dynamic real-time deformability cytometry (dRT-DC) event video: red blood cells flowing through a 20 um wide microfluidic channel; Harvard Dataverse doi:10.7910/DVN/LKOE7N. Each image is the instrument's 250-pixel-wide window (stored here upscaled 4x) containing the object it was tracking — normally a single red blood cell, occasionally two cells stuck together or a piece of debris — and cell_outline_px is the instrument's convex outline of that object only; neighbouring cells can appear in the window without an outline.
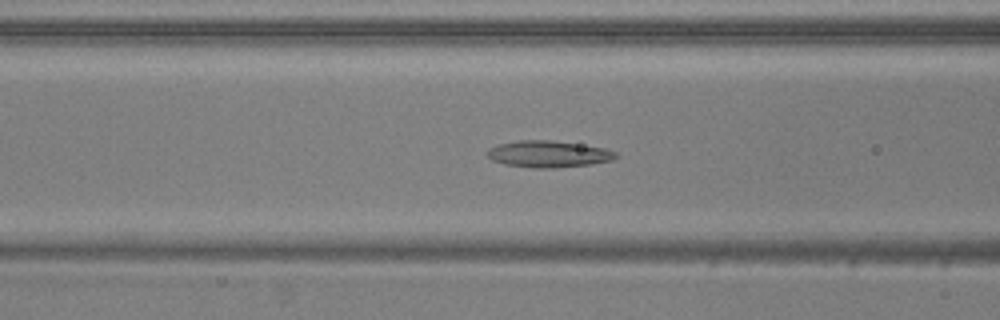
{"species": "common noctule bat (a hibernating species)", "species_latin": "Nyctalus noctula", "temperature_condition": "warm", "stored_images_in_passage": 51, "camera_frame_rate_fps": 3000, "um_per_image_px": 0.085, "animal": {"sex": "male", "body_mass_g": 20.5, "forearm_length_mm": 52.5}, "frame": {"image": 1, "passage_image": 19, "time_ms": 6.0, "image_size_px": [1000, 320], "cell_outline_px": [[620, 156], [612, 160], [592, 164], [556, 168], [532, 168], [504, 164], [492, 160], [484, 152], [488, 148], [500, 144], [516, 140], [552, 140], [604, 148], [616, 152]], "centroid_in_image_um": [46.6, 13.1], "position_along_channel_um": 120.0, "area_um2": 20.11}}
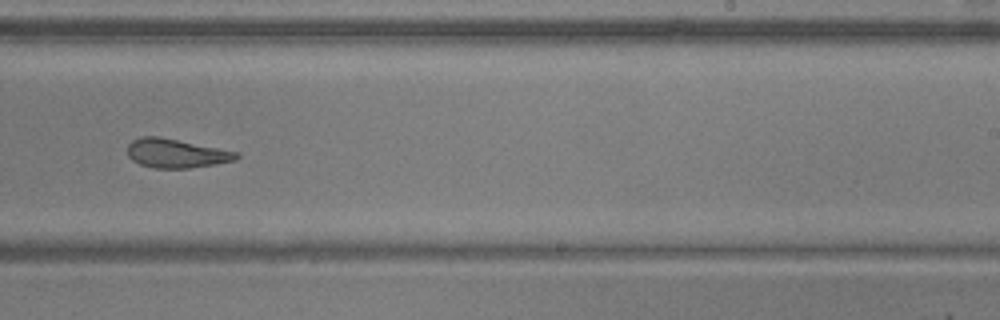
{"frame": {"image": 2, "passage_image": 31, "time_ms": 10.0, "image_size_px": [1000, 320], "cell_outline_px": [[240, 156], [236, 160], [216, 164], [188, 168], [152, 168], [140, 164], [132, 160], [128, 156], [128, 144], [132, 140], [140, 136], [160, 136], [236, 152]], "centroid_in_image_um": [14.93, 13.03], "position_along_channel_um": 274.1, "area_um2": 18.32}}
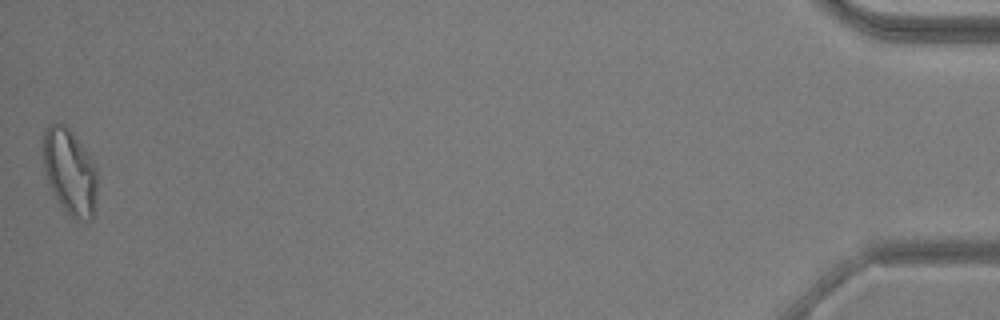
{"frame": {"image": 3, "passage_image": 51, "time_ms": 16.667, "image_size_px": [1000, 320], "cell_outline_px": [[96, 200], [92, 220], [76, 220], [60, 208], [44, 172], [40, 140], [44, 128], [48, 124], [64, 124], [68, 128], [92, 160], [96, 168]], "centroid_in_image_um": [5.87, 14.61], "position_along_channel_um": 429.3, "area_um2": 27.51}, "authors_computed_cell_mechanics": {"area_um2": 21.097, "velocity_mm_per_s": 3.8494, "shape_relaxation_time_tau1_ms": null, "shape_relaxation_time_tau2_ms": 3.1876, "deformation_change_tau1": null, "deformation_change_tau2": 0.117}}